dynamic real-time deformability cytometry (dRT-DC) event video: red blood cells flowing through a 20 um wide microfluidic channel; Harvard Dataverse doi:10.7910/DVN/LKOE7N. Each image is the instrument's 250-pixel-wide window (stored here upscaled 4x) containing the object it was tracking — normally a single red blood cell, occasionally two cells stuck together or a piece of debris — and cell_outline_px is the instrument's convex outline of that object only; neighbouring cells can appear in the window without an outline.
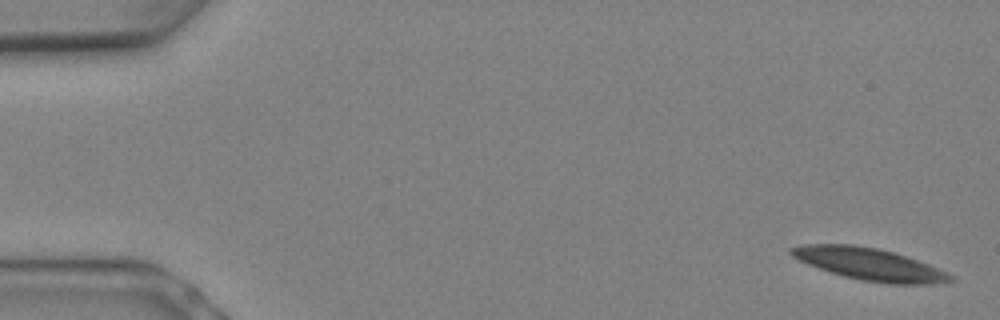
{"species": "Egyptian fruit bat (a non-hibernating species)", "species_latin": "Rousettus aegyptiacus", "temperature_condition": "warm", "stored_images_in_passage": 8, "camera_frame_rate_fps": 3000, "um_per_image_px": 0.085, "animal": {"sex": "female"}, "frame": {"image": 1, "passage_image": 1, "time_ms": 0.0, "image_size_px": [1000, 320], "cell_outline_px": [[956, 280], [932, 284], [888, 284], [860, 280], [844, 276], [808, 264], [792, 256], [788, 252], [788, 248], [804, 244], [852, 244], [876, 248], [892, 252], [928, 264], [948, 272], [956, 276]], "centroid_in_image_um": [73.92, 22.46], "position_along_channel_um": 11.1, "area_um2": 29.71}}
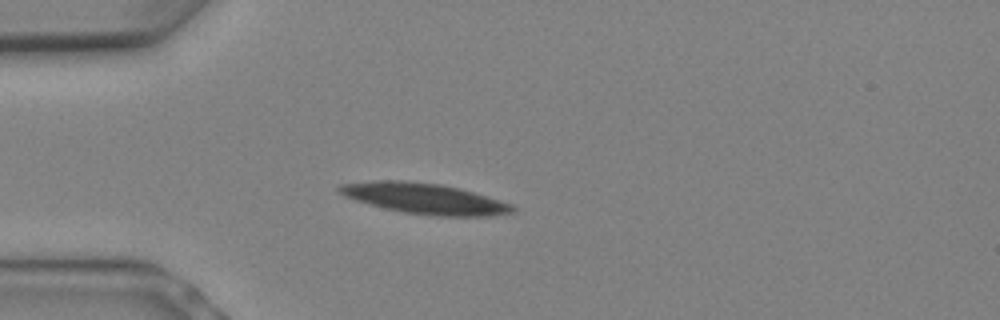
{"frame": {"image": 2, "passage_image": 6, "time_ms": 1.667, "image_size_px": [1000, 320], "cell_outline_px": [[516, 212], [492, 216], [436, 216], [404, 212], [356, 200], [344, 196], [336, 192], [336, 188], [340, 184], [372, 180], [408, 180], [440, 184], [460, 188], [488, 196], [512, 204], [516, 208]], "centroid_in_image_um": [36.11, 16.86], "position_along_channel_um": 48.9, "area_um2": 31.1}}
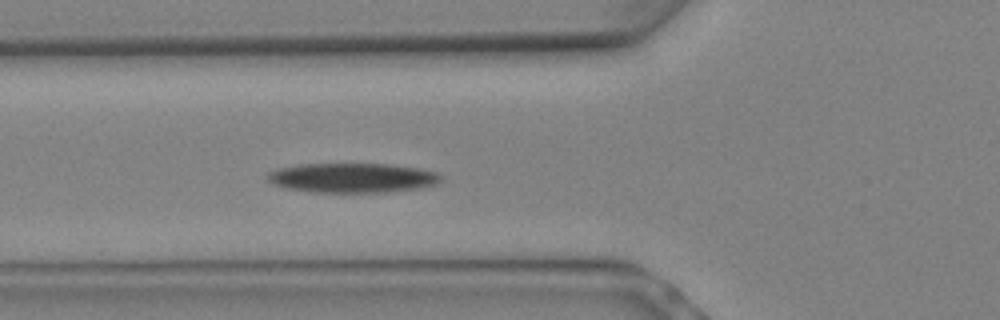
{"frame": {"image": 3, "passage_image": 8, "time_ms": 2.333, "image_size_px": [1000, 320], "cell_outline_px": [[444, 180], [436, 184], [420, 188], [388, 192], [312, 192], [284, 188], [272, 184], [264, 176], [268, 172], [276, 168], [300, 164], [392, 164], [424, 168], [436, 172]], "centroid_in_image_um": [29.94, 15.11], "position_along_channel_um": 95.9, "area_um2": 30.4}}